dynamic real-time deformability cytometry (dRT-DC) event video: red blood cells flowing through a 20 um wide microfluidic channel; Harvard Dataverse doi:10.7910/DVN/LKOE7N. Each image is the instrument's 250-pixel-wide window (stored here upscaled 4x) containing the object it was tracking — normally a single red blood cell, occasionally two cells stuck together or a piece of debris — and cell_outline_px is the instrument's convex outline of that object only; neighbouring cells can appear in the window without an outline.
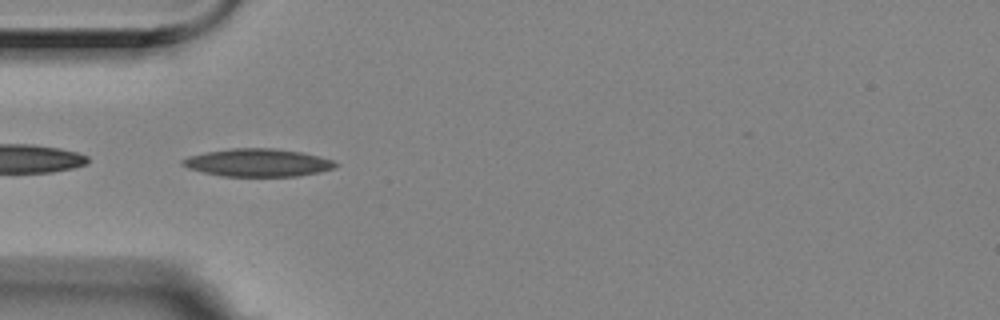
{"species": "Egyptian fruit bat (a non-hibernating species)", "species_latin": "Rousettus aegyptiacus", "temperature_condition": "room temperature", "stored_images_in_passage": 6, "camera_frame_rate_fps": 3000, "um_per_image_px": 0.085, "animal": {"sex": "female"}, "frame": {"image": 1, "passage_image": 5, "time_ms": 1.333, "image_size_px": [1000, 320], "cell_outline_px": [[340, 164], [336, 168], [320, 172], [296, 176], [220, 176], [188, 168], [180, 164], [180, 160], [188, 156], [208, 152], [232, 148], [272, 148], [300, 152], [320, 156], [332, 160]], "centroid_in_image_um": [21.93, 13.83], "position_along_channel_um": 63.1, "area_um2": 24.8}}